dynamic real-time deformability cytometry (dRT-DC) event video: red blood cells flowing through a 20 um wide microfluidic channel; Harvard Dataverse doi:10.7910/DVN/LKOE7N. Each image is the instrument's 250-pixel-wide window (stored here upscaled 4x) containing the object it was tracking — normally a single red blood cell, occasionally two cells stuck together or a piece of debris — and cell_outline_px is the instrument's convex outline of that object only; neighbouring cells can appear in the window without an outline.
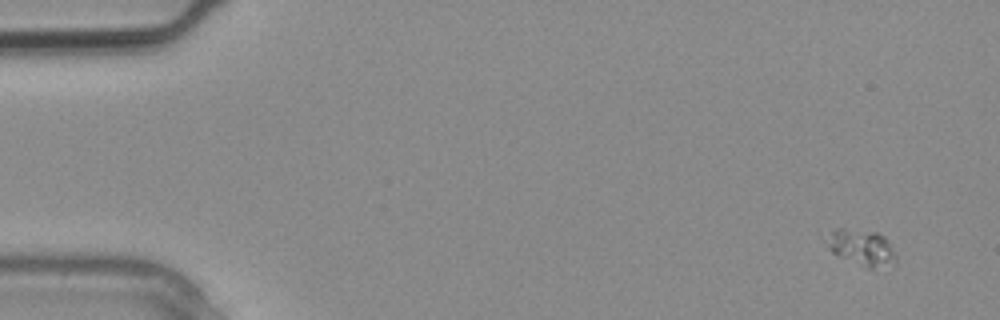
{"species": "common noctule bat (a hibernating species)", "species_latin": "Nyctalus noctula", "temperature_condition": "warm", "stored_images_in_passage": 11, "camera_frame_rate_fps": 3000, "um_per_image_px": 0.085, "animal": {"sex": "male", "body_mass_g": 20.4}, "frame": {"image": 1, "passage_image": 1, "time_ms": 0.0, "image_size_px": [1000, 320], "cell_outline_px": [[896, 264], [872, 268], [868, 268], [832, 252], [828, 248], [820, 236], [836, 228], [844, 228], [876, 232], [884, 236], [888, 240], [896, 256]], "centroid_in_image_um": [73.16, 20.99], "position_along_channel_um": 11.8, "area_um2": 14.8}}
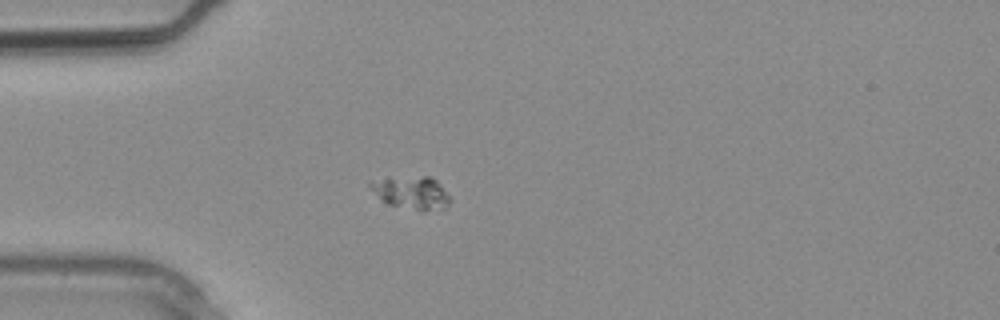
{"frame": {"image": 2, "passage_image": 7, "time_ms": 2.0, "image_size_px": [1000, 320], "cell_outline_px": [[452, 200], [444, 208], [424, 212], [420, 212], [388, 204], [368, 184], [368, 180], [424, 176], [428, 176], [436, 180], [440, 184]], "centroid_in_image_um": [35.03, 16.4], "position_along_channel_um": 50.0, "area_um2": 15.09}}